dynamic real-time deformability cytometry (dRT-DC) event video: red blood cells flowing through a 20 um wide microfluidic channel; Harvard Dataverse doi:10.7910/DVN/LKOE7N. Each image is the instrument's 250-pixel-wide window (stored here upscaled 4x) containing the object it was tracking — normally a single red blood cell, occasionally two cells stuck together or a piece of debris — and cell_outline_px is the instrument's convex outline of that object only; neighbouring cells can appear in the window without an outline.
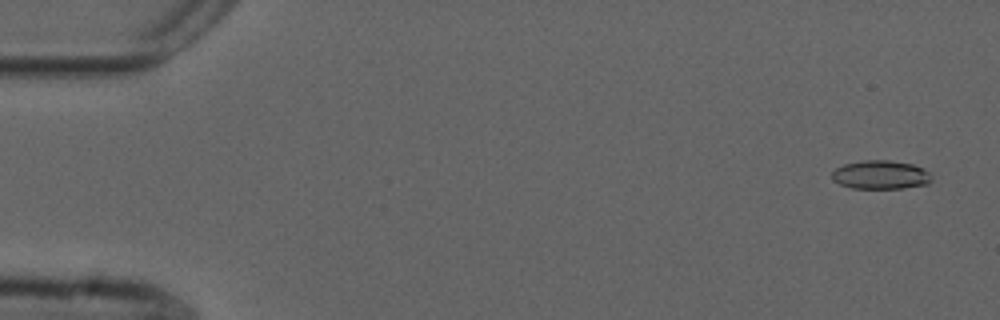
{"species": "common noctule bat (a hibernating species)", "species_latin": "Nyctalus noctula", "temperature_condition": "cold", "stored_images_in_passage": 55, "camera_frame_rate_fps": 3000, "um_per_image_px": 0.085, "animal": {"sex": "male", "forearm_length_mm": 52.5}, "frame": {"image": 1, "passage_image": 3, "time_ms": 0.667, "image_size_px": [1000, 320], "cell_outline_px": [[932, 180], [928, 184], [904, 188], [852, 188], [840, 184], [832, 180], [832, 172], [836, 168], [844, 164], [864, 160], [888, 160], [912, 164], [924, 168], [932, 172]], "centroid_in_image_um": [74.9, 14.86], "position_along_channel_um": 10.1, "area_um2": 16.82}}
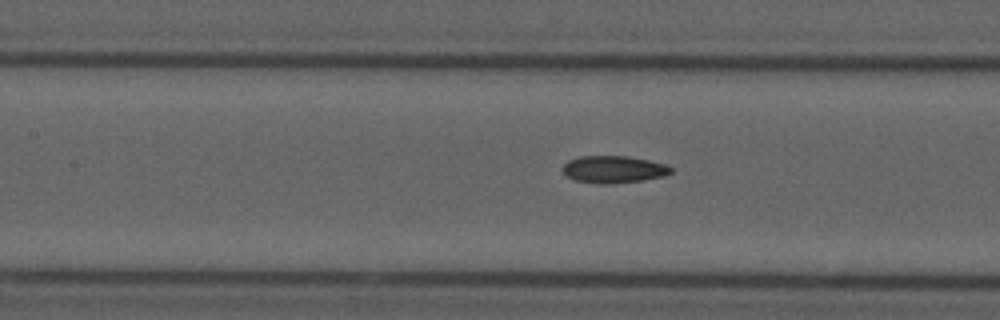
{"frame": {"image": 2, "passage_image": 25, "time_ms": 8.0, "image_size_px": [1000, 320], "cell_outline_px": [[672, 172], [664, 176], [640, 180], [608, 184], [596, 184], [576, 180], [568, 176], [564, 172], [564, 164], [568, 160], [580, 156], [628, 156], [668, 164], [672, 168]], "centroid_in_image_um": [52.18, 14.39], "position_along_channel_um": 155.2, "area_um2": 17.05}}
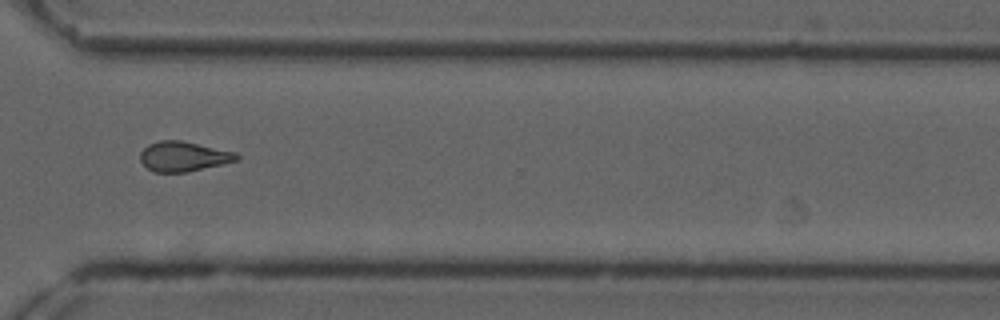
{"frame": {"image": 3, "passage_image": 41, "time_ms": 13.333, "image_size_px": [1000, 320], "cell_outline_px": [[240, 160], [224, 164], [188, 172], [152, 172], [140, 160], [140, 152], [148, 144], [160, 140], [180, 140], [236, 152], [240, 156]], "centroid_in_image_um": [15.62, 13.3], "position_along_channel_um": 355.0, "area_um2": 16.94}, "authors_computed_cell_mechanics": {"area_um2": 16.9932, "velocity_mm_per_s": 3.759, "shape_relaxation_time_tau1_ms": null, "shape_relaxation_time_tau2_ms": 4.3384, "deformation_change_tau1": null, "deformation_change_tau2": 0.125}}